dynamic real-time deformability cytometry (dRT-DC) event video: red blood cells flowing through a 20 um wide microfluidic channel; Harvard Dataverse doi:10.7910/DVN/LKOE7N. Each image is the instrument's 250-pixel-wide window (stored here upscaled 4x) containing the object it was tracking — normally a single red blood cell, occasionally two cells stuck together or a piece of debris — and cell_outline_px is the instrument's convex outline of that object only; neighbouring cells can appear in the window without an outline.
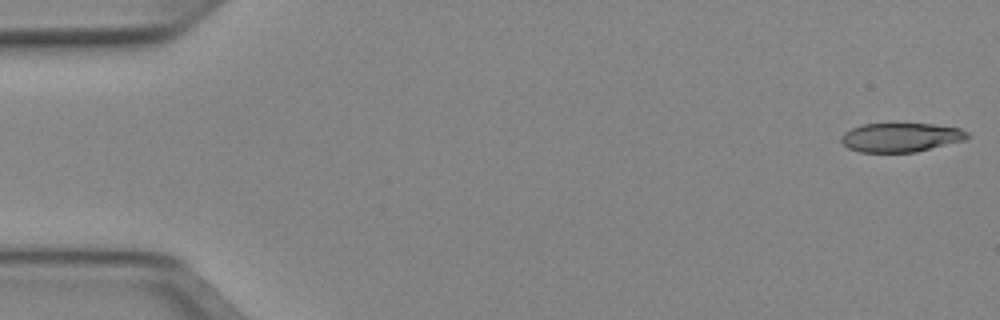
{"species": "Egyptian fruit bat (a non-hibernating species)", "species_latin": "Rousettus aegyptiacus", "temperature_condition": "cold", "stored_images_in_passage": 51, "camera_frame_rate_fps": 3000, "um_per_image_px": 0.085, "animal": {"sex": "female"}, "frame": {"image": 1, "passage_image": 1, "time_ms": 0.0, "image_size_px": [1000, 320], "cell_outline_px": [[968, 140], [916, 152], [860, 152], [848, 148], [840, 140], [840, 136], [844, 132], [860, 124], [932, 124], [960, 128], [968, 132]], "centroid_in_image_um": [76.58, 11.68], "position_along_channel_um": 8.4, "area_um2": 21.5}}
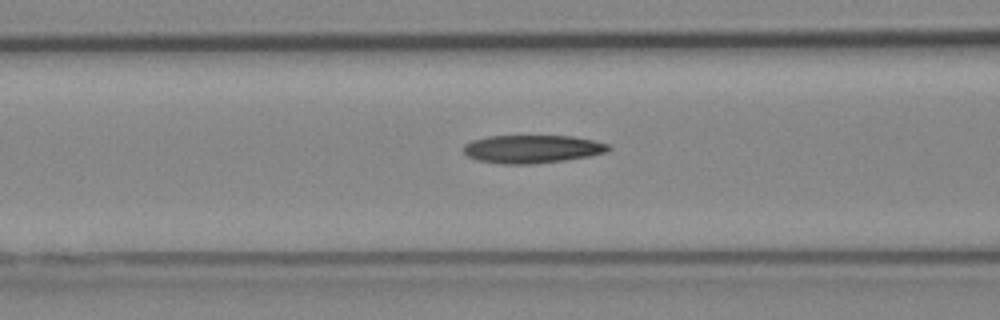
{"frame": {"image": 2, "passage_image": 20, "time_ms": 6.333, "image_size_px": [1000, 320], "cell_outline_px": [[612, 148], [608, 152], [592, 156], [536, 164], [500, 164], [476, 160], [468, 156], [464, 152], [464, 144], [472, 140], [488, 136], [572, 136], [592, 140], [608, 144]], "centroid_in_image_um": [45.25, 12.67], "position_along_channel_um": 121.4, "area_um2": 23.93}}
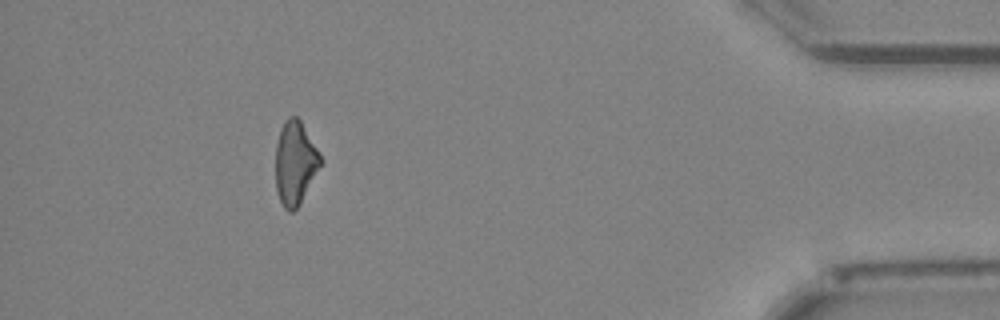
{"frame": {"image": 3, "passage_image": 46, "time_ms": 15.0, "image_size_px": [1000, 320], "cell_outline_px": [[320, 164], [300, 204], [292, 212], [288, 212], [284, 208], [280, 200], [276, 188], [276, 144], [280, 128], [284, 120], [288, 116], [296, 116], [300, 120], [320, 152]], "centroid_in_image_um": [25.06, 13.82], "position_along_channel_um": 410.1, "area_um2": 21.62}, "authors_computed_cell_mechanics": {"area_um2": 23.3512, "velocity_mm_per_s": 3.9716, "shape_relaxation_time_tau1_ms": 9.7658, "shape_relaxation_time_tau2_ms": null, "deformation_change_tau1": 0.1895, "deformation_change_tau2": null}}